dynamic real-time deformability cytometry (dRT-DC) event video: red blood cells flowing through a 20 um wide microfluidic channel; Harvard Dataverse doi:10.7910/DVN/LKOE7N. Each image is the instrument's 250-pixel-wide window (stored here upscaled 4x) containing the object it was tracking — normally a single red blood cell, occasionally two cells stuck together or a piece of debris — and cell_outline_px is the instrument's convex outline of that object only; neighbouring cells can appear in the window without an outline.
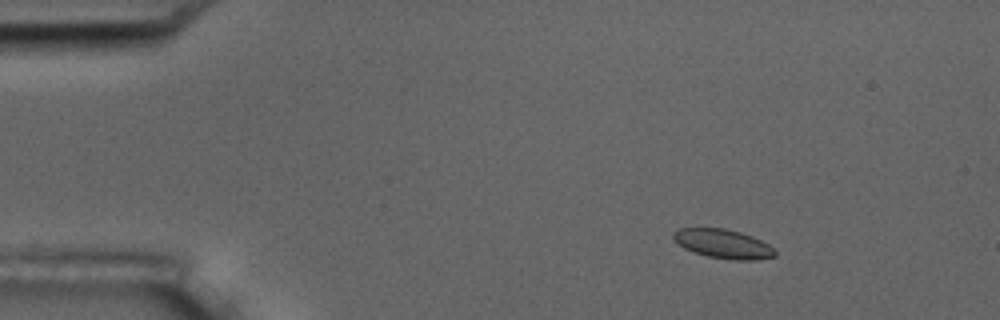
{"species": "common noctule bat (a hibernating species)", "species_latin": "Nyctalus noctula", "temperature_condition": "room temperature", "stored_images_in_passage": 6, "camera_frame_rate_fps": 3000, "um_per_image_px": 0.085, "animal": {"sex": "male", "body_mass_g": 17.5, "forearm_length_mm": 52.3}, "frame": {"image": 1, "passage_image": 2, "time_ms": 1.0, "image_size_px": [1000, 320], "cell_outline_px": [[776, 256], [756, 260], [736, 260], [708, 256], [692, 252], [684, 248], [672, 236], [672, 232], [676, 228], [724, 228], [740, 232], [752, 236], [768, 244], [776, 252]], "centroid_in_image_um": [61.45, 20.72], "position_along_channel_um": 23.5, "area_um2": 17.17}}
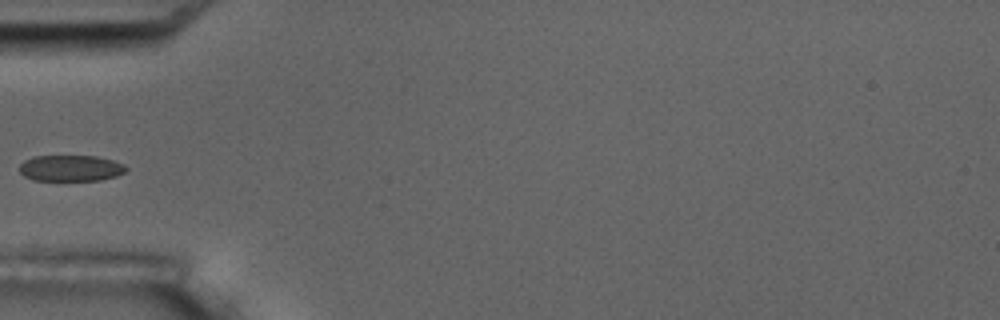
{"frame": {"image": 2, "passage_image": 5, "time_ms": 4.667, "image_size_px": [1000, 320], "cell_outline_px": [[128, 168], [124, 172], [116, 176], [100, 180], [36, 180], [24, 176], [20, 172], [20, 164], [24, 160], [32, 156], [96, 156], [112, 160], [124, 164]], "centroid_in_image_um": [6.01, 14.28], "position_along_channel_um": 79.0, "area_um2": 16.18}}